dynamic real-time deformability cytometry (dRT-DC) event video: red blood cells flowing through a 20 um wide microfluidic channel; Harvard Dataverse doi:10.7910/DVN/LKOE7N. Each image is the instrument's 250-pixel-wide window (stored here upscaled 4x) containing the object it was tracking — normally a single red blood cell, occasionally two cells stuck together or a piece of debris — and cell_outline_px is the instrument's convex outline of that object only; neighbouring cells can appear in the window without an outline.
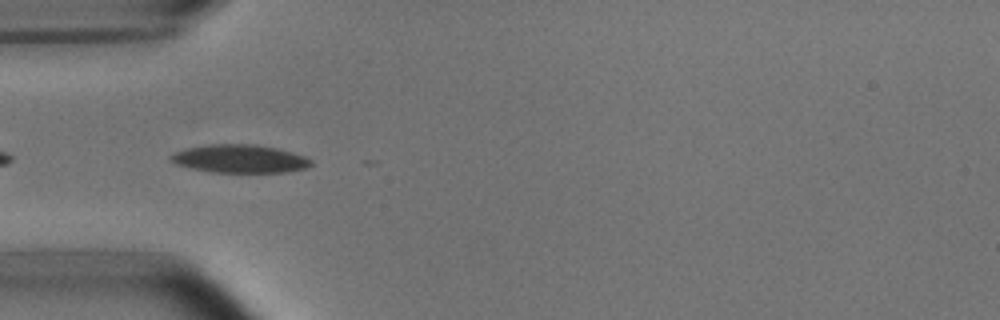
{"species": "common noctule bat (a hibernating species)", "species_latin": "Nyctalus noctula", "temperature_condition": "room temperature", "stored_images_in_passage": 9, "camera_frame_rate_fps": 3000, "um_per_image_px": 0.085, "animal": {"sex": "male", "body_mass_g": 15.6}, "frame": {"image": 1, "passage_image": 2, "time_ms": 0.333, "image_size_px": [1000, 320], "cell_outline_px": [[312, 164], [308, 168], [288, 172], [212, 172], [192, 168], [176, 164], [168, 160], [168, 156], [176, 152], [188, 148], [208, 144], [256, 144], [276, 148], [292, 152], [304, 156], [312, 160]], "centroid_in_image_um": [20.39, 13.49], "position_along_channel_um": 64.6, "area_um2": 23.06}}
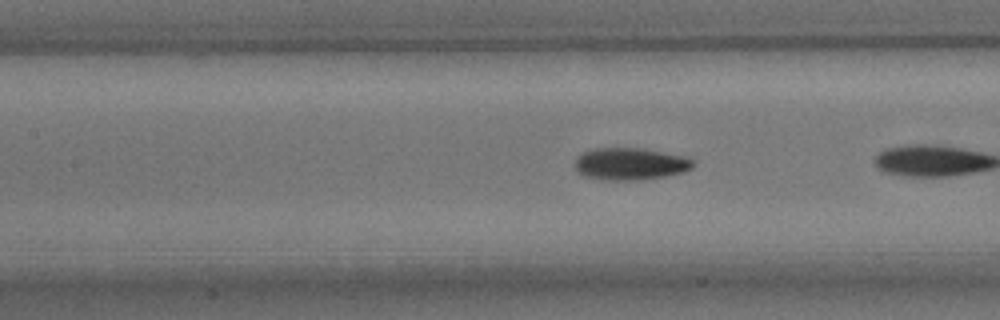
{"frame": {"image": 2, "passage_image": 7, "time_ms": 2.0, "image_size_px": [1000, 320], "cell_outline_px": [[696, 164], [692, 168], [684, 172], [668, 176], [640, 180], [600, 180], [580, 176], [576, 172], [576, 156], [584, 152], [596, 148], [636, 148], [688, 156], [696, 160]], "centroid_in_image_um": [53.6, 13.95], "position_along_channel_um": 153.8, "area_um2": 22.6}}